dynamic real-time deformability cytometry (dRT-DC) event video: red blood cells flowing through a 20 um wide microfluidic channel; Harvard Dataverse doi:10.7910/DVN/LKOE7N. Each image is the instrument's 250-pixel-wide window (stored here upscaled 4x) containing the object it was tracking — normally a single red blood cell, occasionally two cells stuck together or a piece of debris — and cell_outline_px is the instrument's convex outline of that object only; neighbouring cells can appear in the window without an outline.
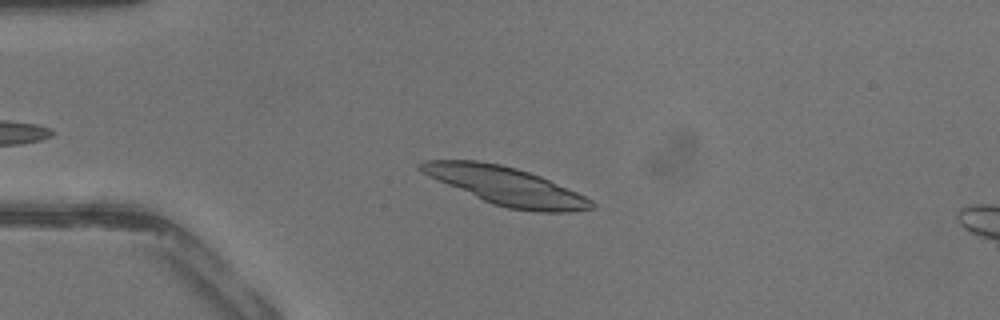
{"species": "common noctule bat (a hibernating species)", "species_latin": "Nyctalus noctula", "temperature_condition": "warm", "stored_images_in_passage": 36, "camera_frame_rate_fps": 3000, "um_per_image_px": 0.085, "animal": {"sex": "male", "body_mass_g": 13.3}, "frame": {"image": 1, "passage_image": 8, "time_ms": 2.333, "image_size_px": [1000, 320], "cell_outline_px": [[596, 204], [592, 208], [572, 212], [540, 212], [508, 208], [492, 204], [428, 176], [416, 168], [416, 164], [424, 160], [476, 160], [500, 164], [516, 168], [540, 176], [576, 192], [592, 200]], "centroid_in_image_um": [42.97, 15.8], "position_along_channel_um": 42.0, "area_um2": 37.51}}